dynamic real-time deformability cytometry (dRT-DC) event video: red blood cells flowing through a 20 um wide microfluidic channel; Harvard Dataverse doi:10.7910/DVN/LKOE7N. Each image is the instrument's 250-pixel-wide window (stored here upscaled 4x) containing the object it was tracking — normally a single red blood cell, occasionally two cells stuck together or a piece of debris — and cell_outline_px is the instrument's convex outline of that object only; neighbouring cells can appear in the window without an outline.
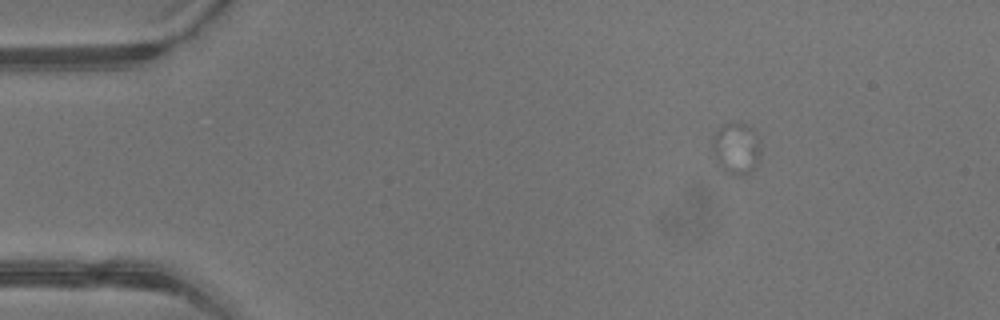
{"species": "common noctule bat (a hibernating species)", "species_latin": "Nyctalus noctula", "temperature_condition": "warm", "stored_images_in_passage": 2, "camera_frame_rate_fps": 3000, "um_per_image_px": 0.085, "animal": {"sex": "male", "body_mass_g": 13.3}, "frame": {"image": 1, "passage_image": 1, "time_ms": 0.0, "image_size_px": [1000, 320], "cell_outline_px": [[760, 156], [756, 164], [744, 176], [732, 176], [724, 172], [716, 164], [712, 156], [712, 136], [724, 124], [744, 124], [752, 132], [760, 144]], "centroid_in_image_um": [62.51, 12.7], "position_along_channel_um": 22.5, "area_um2": 14.45}}